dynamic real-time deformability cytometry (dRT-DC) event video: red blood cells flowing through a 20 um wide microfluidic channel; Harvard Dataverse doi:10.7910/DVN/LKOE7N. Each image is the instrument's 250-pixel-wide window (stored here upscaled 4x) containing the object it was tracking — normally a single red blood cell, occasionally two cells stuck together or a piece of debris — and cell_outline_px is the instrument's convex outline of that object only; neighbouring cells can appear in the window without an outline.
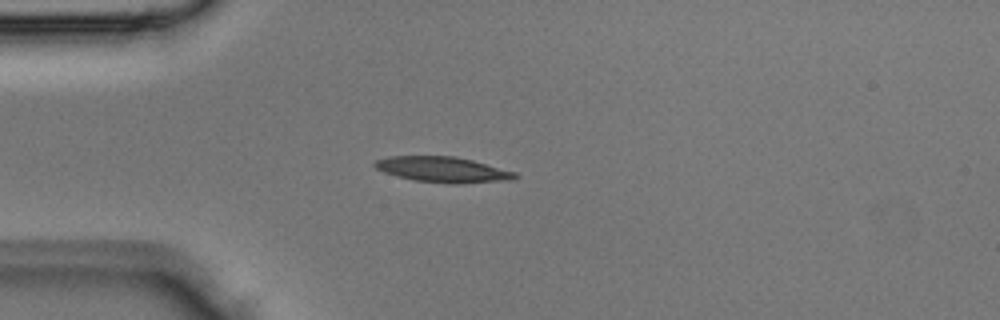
{"species": "Egyptian fruit bat (a non-hibernating species)", "species_latin": "Rousettus aegyptiacus", "temperature_condition": "room temperature", "stored_images_in_passage": 2, "camera_frame_rate_fps": 3000, "um_per_image_px": 0.085, "animal": {"sex": "male"}, "frame": {"image": 1, "passage_image": 2, "time_ms": 0.333, "image_size_px": [1000, 320], "cell_outline_px": [[520, 176], [516, 180], [460, 184], [448, 184], [416, 180], [396, 176], [384, 172], [376, 168], [372, 164], [376, 160], [388, 156], [456, 156], [472, 160], [516, 172]], "centroid_in_image_um": [37.69, 14.42], "position_along_channel_um": 47.3, "area_um2": 21.15}}